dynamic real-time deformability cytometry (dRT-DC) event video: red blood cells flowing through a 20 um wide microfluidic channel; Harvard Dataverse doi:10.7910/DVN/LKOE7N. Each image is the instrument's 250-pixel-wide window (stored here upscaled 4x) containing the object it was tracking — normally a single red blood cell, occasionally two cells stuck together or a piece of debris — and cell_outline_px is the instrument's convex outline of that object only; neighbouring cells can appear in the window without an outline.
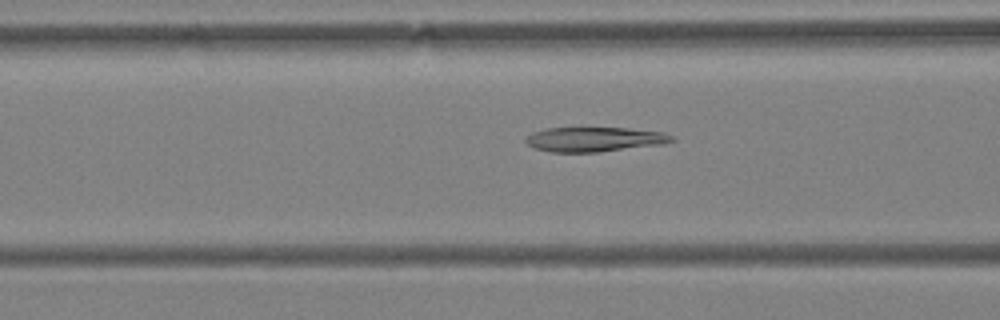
{"species": "Egyptian fruit bat (a non-hibernating species)", "species_latin": "Rousettus aegyptiacus", "temperature_condition": "warm", "stored_images_in_passage": 49, "camera_frame_rate_fps": 3000, "um_per_image_px": 0.085, "animal": {"sex": "female"}, "frame": {"image": 1, "passage_image": 14, "time_ms": 4.333, "image_size_px": [1000, 320], "cell_outline_px": [[676, 140], [664, 144], [596, 152], [552, 152], [532, 148], [524, 140], [532, 132], [548, 128], [628, 128], [664, 132], [676, 136]], "centroid_in_image_um": [50.57, 11.84], "position_along_channel_um": 116.0, "area_um2": 21.04}}
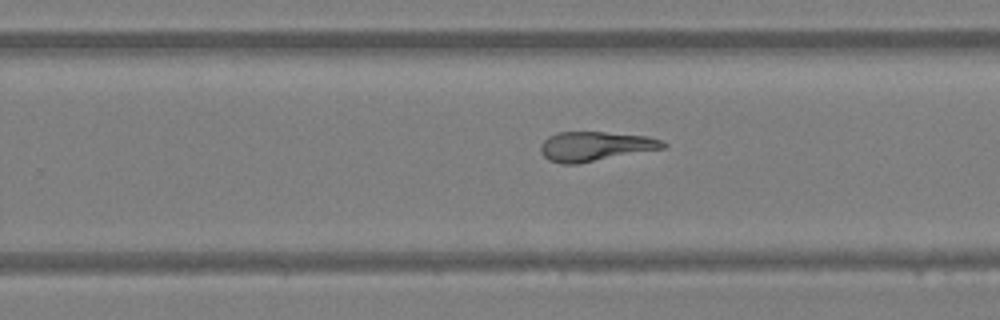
{"frame": {"image": 2, "passage_image": 28, "time_ms": 9.0, "image_size_px": [1000, 320], "cell_outline_px": [[668, 144], [664, 148], [576, 164], [564, 164], [548, 160], [540, 152], [540, 144], [548, 136], [556, 132], [604, 132], [648, 136], [664, 140]], "centroid_in_image_um": [50.58, 12.43], "position_along_channel_um": 279.2, "area_um2": 21.1}}
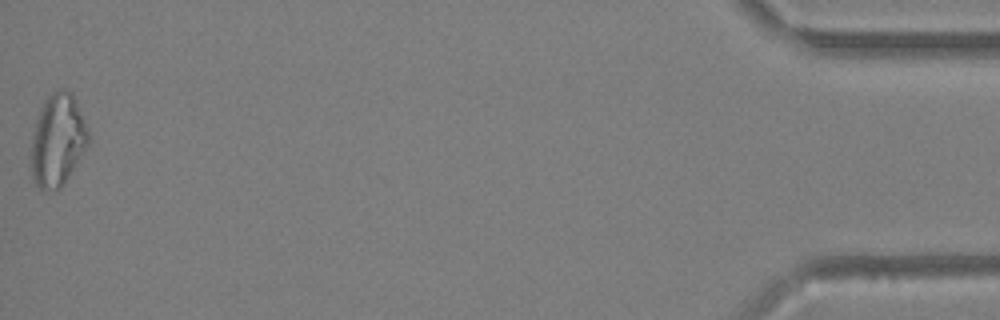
{"frame": {"image": 3, "passage_image": 49, "time_ms": 16.0, "image_size_px": [1000, 320], "cell_outline_px": [[88, 144], [60, 188], [40, 188], [36, 184], [32, 176], [28, 156], [32, 136], [36, 120], [40, 108], [44, 100], [52, 92], [60, 88], [64, 88], [72, 92], [76, 100], [84, 120], [88, 132]], "centroid_in_image_um": [4.85, 11.86], "position_along_channel_um": 430.4, "area_um2": 30.63}, "authors_computed_cell_mechanics": {"area_um2": 22.8888, "velocity_mm_per_s": 3.4996, "shape_relaxation_time_tau1_ms": null, "shape_relaxation_time_tau2_ms": 5.2644, "deformation_change_tau1": null, "deformation_change_tau2": 0.1501}}